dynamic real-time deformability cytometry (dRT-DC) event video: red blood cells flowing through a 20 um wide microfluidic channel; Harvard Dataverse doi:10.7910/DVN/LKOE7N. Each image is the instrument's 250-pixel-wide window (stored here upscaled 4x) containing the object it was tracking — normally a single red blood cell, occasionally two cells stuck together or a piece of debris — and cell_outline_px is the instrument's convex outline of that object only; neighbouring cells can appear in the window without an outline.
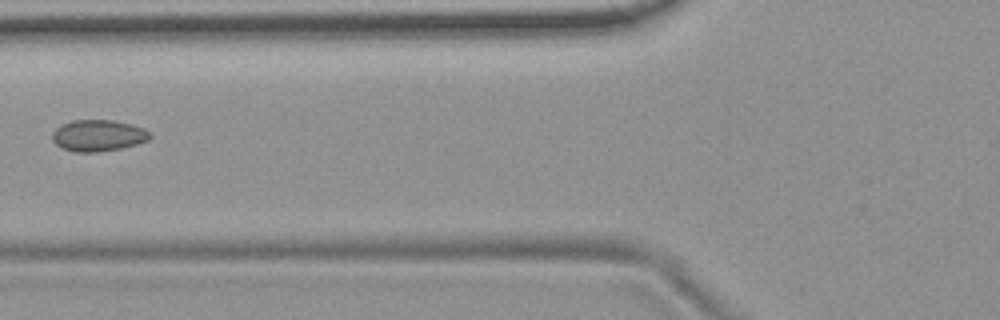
{"species": "common noctule bat (a hibernating species)", "species_latin": "Nyctalus noctula", "temperature_condition": "room temperature", "stored_images_in_passage": 7, "camera_frame_rate_fps": 3000, "um_per_image_px": 0.085, "animal": {"sex": "female", "body_mass_g": 19.9}, "frame": {"image": 1, "passage_image": 3, "time_ms": 2.333, "image_size_px": [1000, 320], "cell_outline_px": [[152, 136], [148, 140], [136, 144], [120, 148], [96, 152], [76, 152], [60, 148], [52, 140], [52, 132], [60, 124], [72, 120], [112, 120], [132, 124], [144, 128]], "centroid_in_image_um": [8.31, 11.51], "position_along_channel_um": 117.5, "area_um2": 17.98}}
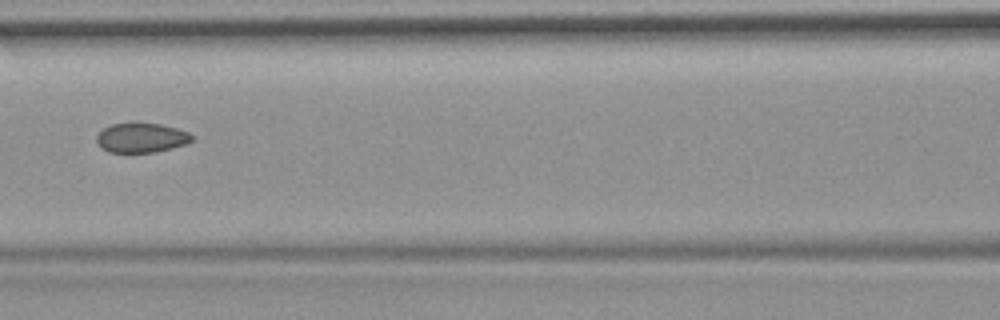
{"frame": {"image": 2, "passage_image": 4, "time_ms": 3.333, "image_size_px": [1000, 320], "cell_outline_px": [[192, 140], [188, 144], [156, 152], [108, 152], [100, 148], [96, 140], [96, 136], [104, 128], [112, 124], [160, 124], [176, 128], [188, 132], [192, 136]], "centroid_in_image_um": [12.01, 11.73], "position_along_channel_um": 154.6, "area_um2": 16.24}}